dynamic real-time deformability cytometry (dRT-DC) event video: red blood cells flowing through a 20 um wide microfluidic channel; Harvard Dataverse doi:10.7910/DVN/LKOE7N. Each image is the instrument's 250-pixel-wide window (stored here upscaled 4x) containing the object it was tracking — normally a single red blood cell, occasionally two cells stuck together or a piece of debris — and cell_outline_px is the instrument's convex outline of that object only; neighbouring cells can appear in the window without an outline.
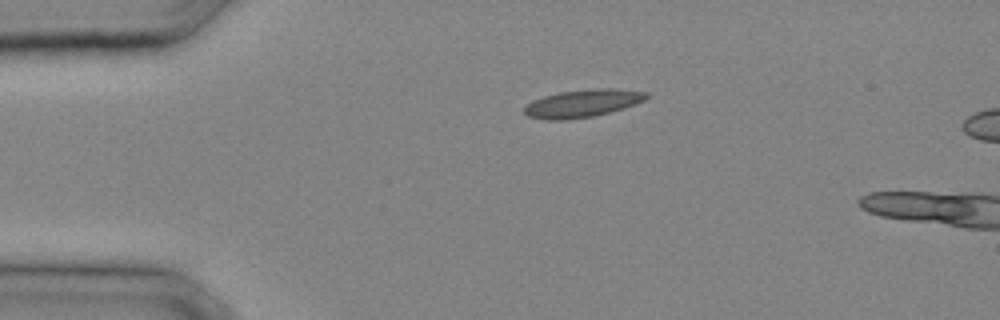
{"species": "common noctule bat (a hibernating species)", "species_latin": "Nyctalus noctula", "temperature_condition": "cold", "stored_images_in_passage": 3, "camera_frame_rate_fps": 3000, "um_per_image_px": 0.085, "animal": {"sex": "male", "body_mass_g": 20.4}, "frame": {"image": 1, "passage_image": 1, "time_ms": 0.0, "image_size_px": [1000, 320], "cell_outline_px": [[648, 96], [644, 100], [636, 104], [624, 108], [592, 116], [564, 120], [544, 120], [528, 116], [524, 112], [524, 108], [532, 100], [544, 96], [560, 92], [592, 88], [612, 88], [648, 92]], "centroid_in_image_um": [49.51, 8.78], "position_along_channel_um": 35.5, "area_um2": 19.65}}